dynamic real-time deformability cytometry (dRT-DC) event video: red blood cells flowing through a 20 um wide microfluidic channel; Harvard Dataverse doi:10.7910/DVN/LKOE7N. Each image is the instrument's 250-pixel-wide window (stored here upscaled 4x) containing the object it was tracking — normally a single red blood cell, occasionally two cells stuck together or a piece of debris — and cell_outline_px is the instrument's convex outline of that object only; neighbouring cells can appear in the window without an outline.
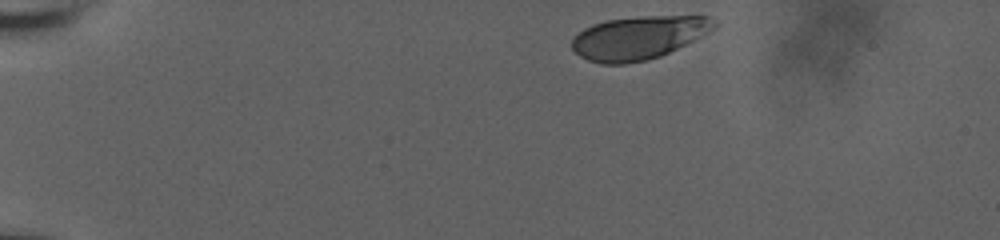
{"species": "human", "species_latin": "Homo sapiens", "temperature_condition": "room temperature", "stored_images_in_passage": 39, "camera_frame_rate_fps": 3000, "um_per_image_px": 0.085, "donor": {"sex": "male"}, "frame": {"image": 1, "passage_image": 1, "time_ms": 0.0, "image_size_px": [1000, 240], "cell_outline_px": [[716, 28], [660, 56], [648, 60], [624, 64], [600, 64], [588, 60], [580, 56], [572, 48], [572, 40], [584, 28], [592, 24], [604, 20], [640, 16], [708, 16], [716, 20]], "centroid_in_image_um": [54.25, 3.2], "position_along_channel_um": 30.7, "area_um2": 35.66}}
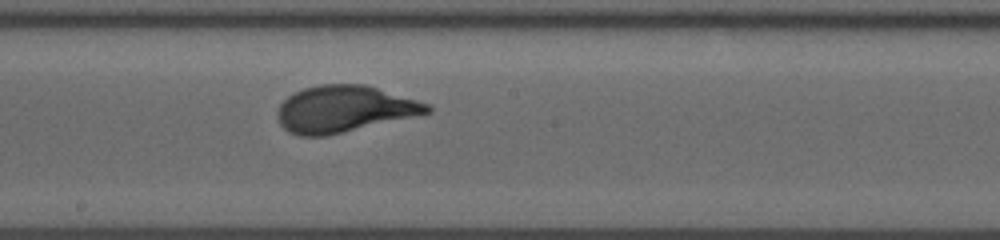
{"frame": {"image": 2, "passage_image": 23, "time_ms": 7.333, "image_size_px": [1000, 240], "cell_outline_px": [[432, 112], [324, 136], [300, 136], [288, 132], [280, 124], [276, 116], [276, 112], [280, 104], [288, 96], [304, 88], [320, 84], [364, 84], [416, 100], [428, 104], [432, 108]], "centroid_in_image_um": [29.2, 9.26], "position_along_channel_um": 219.0, "area_um2": 40.17}}
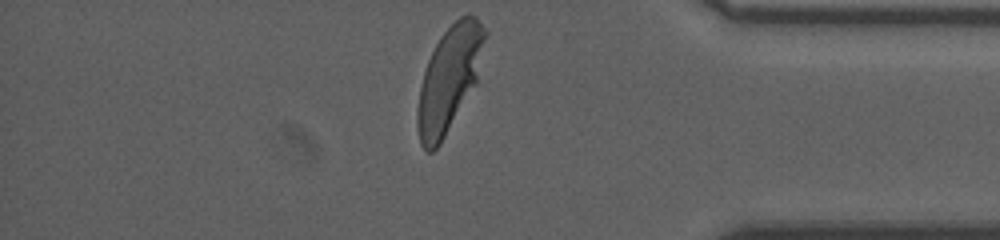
{"frame": {"image": 3, "passage_image": 39, "time_ms": 12.667, "image_size_px": [1000, 240], "cell_outline_px": [[488, 32], [476, 84], [440, 144], [432, 152], [428, 152], [420, 144], [416, 124], [416, 112], [420, 88], [424, 72], [428, 60], [440, 36], [460, 16], [476, 16]], "centroid_in_image_um": [38.19, 6.72], "position_along_channel_um": 397.0, "area_um2": 41.1}, "authors_computed_cell_mechanics": {"area_um2": 39.593, "velocity_mm_per_s": 3.6888, "shape_relaxation_time_tau1_ms": 2.9507, "shape_relaxation_time_tau2_ms": null, "deformation_change_tau1": 0.1626, "deformation_change_tau2": null}}